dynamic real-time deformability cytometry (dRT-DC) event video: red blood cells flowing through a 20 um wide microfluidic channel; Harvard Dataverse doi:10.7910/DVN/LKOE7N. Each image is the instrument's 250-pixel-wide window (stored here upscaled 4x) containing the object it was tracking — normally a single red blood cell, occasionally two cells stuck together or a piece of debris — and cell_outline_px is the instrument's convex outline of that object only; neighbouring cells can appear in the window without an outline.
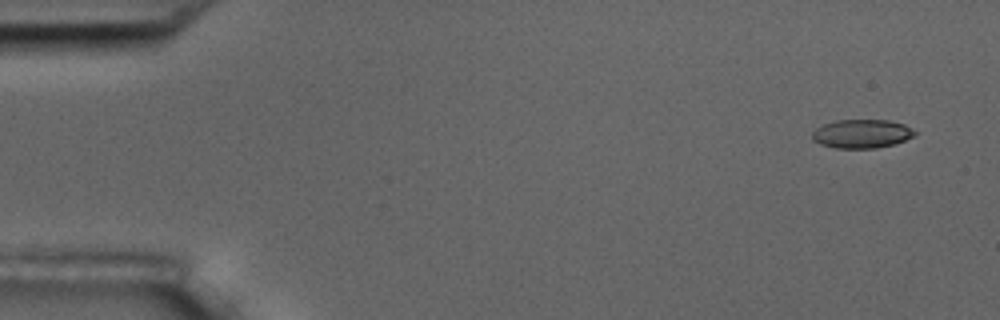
{"species": "common noctule bat (a hibernating species)", "species_latin": "Nyctalus noctula", "temperature_condition": "room temperature", "stored_images_in_passage": 5, "camera_frame_rate_fps": 3000, "um_per_image_px": 0.085, "animal": {"sex": "male", "body_mass_g": 17.5, "forearm_length_mm": 52.3}, "frame": {"image": 1, "passage_image": 1, "time_ms": 0.0, "image_size_px": [1000, 320], "cell_outline_px": [[916, 132], [912, 136], [896, 144], [876, 148], [836, 148], [820, 144], [812, 140], [812, 132], [816, 128], [824, 124], [836, 120], [888, 120], [904, 124], [912, 128]], "centroid_in_image_um": [73.23, 11.37], "position_along_channel_um": 11.8, "area_um2": 17.17}}
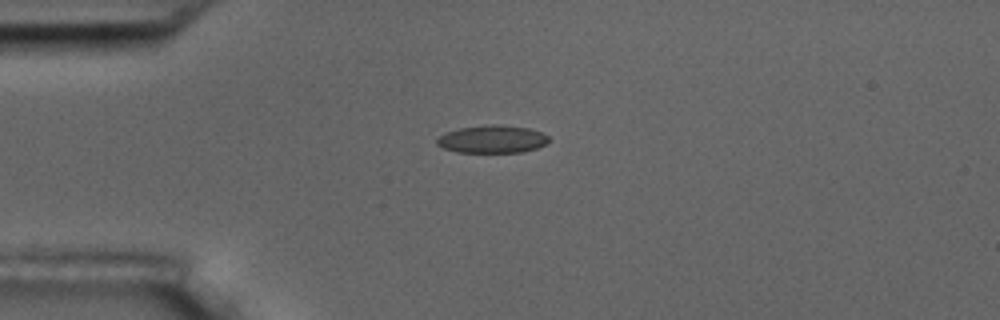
{"frame": {"image": 2, "passage_image": 4, "time_ms": 3.667, "image_size_px": [1000, 320], "cell_outline_px": [[548, 140], [544, 144], [536, 148], [524, 152], [456, 152], [444, 148], [436, 144], [436, 140], [444, 132], [460, 128], [492, 124], [496, 124], [528, 128], [540, 132], [548, 136]], "centroid_in_image_um": [41.81, 11.83], "position_along_channel_um": 43.2, "area_um2": 17.92}}